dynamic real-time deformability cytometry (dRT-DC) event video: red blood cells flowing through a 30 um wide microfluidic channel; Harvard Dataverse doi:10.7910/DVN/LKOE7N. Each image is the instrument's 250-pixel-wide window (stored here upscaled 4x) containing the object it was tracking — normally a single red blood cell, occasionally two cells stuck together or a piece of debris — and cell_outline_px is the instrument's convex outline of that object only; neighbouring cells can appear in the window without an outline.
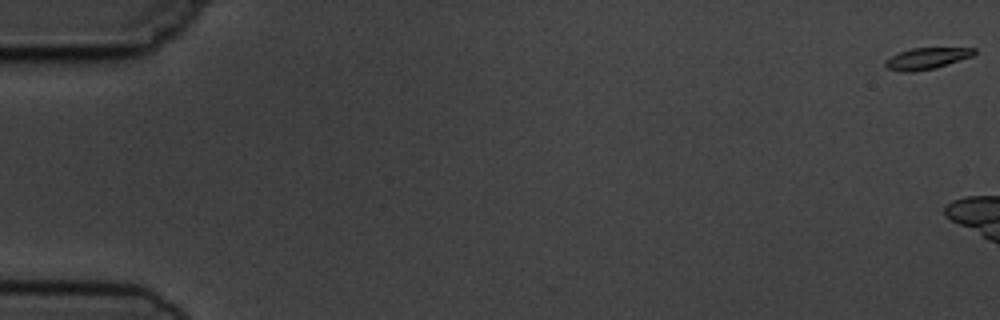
{"species": "common noctule bat (a hibernating species)", "species_latin": "Nyctalus noctula", "temperature_condition": "cold", "stored_images_in_passage": 3, "camera_frame_rate_fps": 3000, "um_per_image_px": 0.085, "animal": {"sex": "male", "body_mass_g": 19.5, "forearm_length_mm": 54.6}, "frame": {"image": 1, "passage_image": 1, "time_ms": 0.0, "image_size_px": [1000, 320], "cell_outline_px": [[976, 52], [972, 56], [936, 68], [912, 72], [904, 72], [888, 68], [884, 64], [884, 60], [900, 52], [912, 48], [976, 48]], "centroid_in_image_um": [78.76, 4.97], "position_along_channel_um": 6.2, "area_um2": 10.98}}